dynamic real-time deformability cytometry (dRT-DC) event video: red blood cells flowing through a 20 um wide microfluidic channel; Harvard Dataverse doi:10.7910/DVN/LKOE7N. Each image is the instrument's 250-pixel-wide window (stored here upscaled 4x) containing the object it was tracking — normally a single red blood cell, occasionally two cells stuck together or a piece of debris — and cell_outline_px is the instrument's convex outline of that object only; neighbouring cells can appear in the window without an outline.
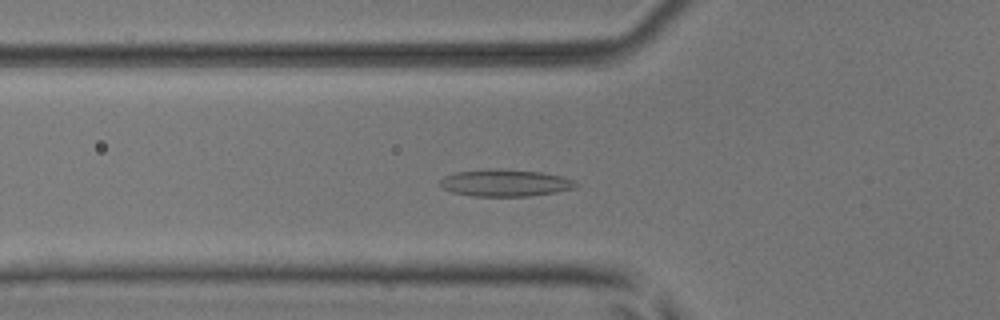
{"species": "common noctule bat (a hibernating species)", "species_latin": "Nyctalus noctula", "temperature_condition": "room temperature", "stored_images_in_passage": 50, "camera_frame_rate_fps": 3000, "um_per_image_px": 0.085, "animal": {"sex": "male", "body_mass_g": 17.9, "forearm_length_mm": 54.2}, "frame": {"image": 1, "passage_image": 17, "time_ms": 5.333, "image_size_px": [1000, 320], "cell_outline_px": [[580, 184], [576, 188], [556, 192], [528, 196], [476, 196], [452, 192], [444, 188], [440, 184], [440, 180], [444, 176], [456, 172], [488, 168], [544, 172], [560, 176], [572, 180]], "centroid_in_image_um": [42.96, 15.54], "position_along_channel_um": 82.8, "area_um2": 21.33}}
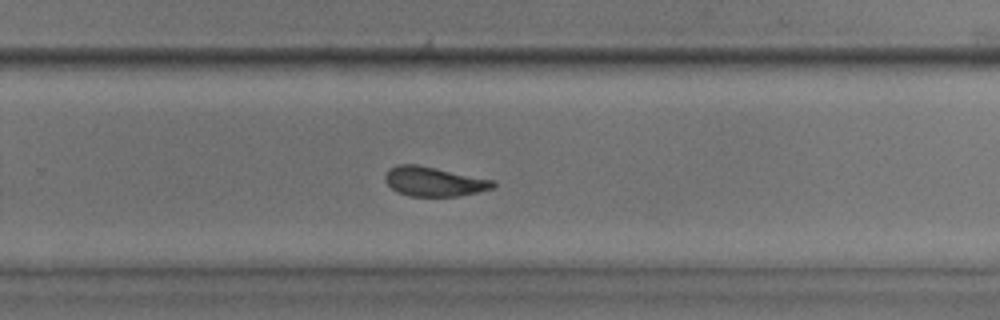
{"frame": {"image": 2, "passage_image": 33, "time_ms": 10.667, "image_size_px": [1000, 320], "cell_outline_px": [[496, 184], [492, 188], [476, 192], [456, 196], [408, 196], [396, 192], [384, 180], [384, 176], [388, 168], [396, 164], [416, 164], [436, 168], [492, 180]], "centroid_in_image_um": [36.8, 15.42], "position_along_channel_um": 293.0, "area_um2": 18.38}}
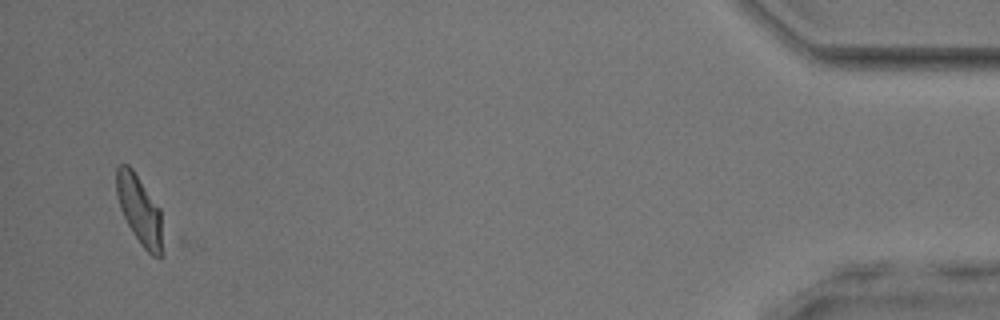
{"frame": {"image": 3, "passage_image": 49, "time_ms": 16.0, "image_size_px": [1000, 320], "cell_outline_px": [[168, 236], [164, 256], [152, 256], [140, 244], [132, 232], [120, 208], [116, 192], [116, 168], [120, 164], [128, 164], [132, 168], [160, 208]], "centroid_in_image_um": [11.98, 17.96], "position_along_channel_um": 423.2, "area_um2": 19.65}, "authors_computed_cell_mechanics": {"area_um2": 19.1029, "velocity_mm_per_s": 3.9575, "shape_relaxation_time_tau1_ms": 10.7889, "shape_relaxation_time_tau2_ms": 1.8214, "deformation_change_tau1": 0.2095, "deformation_change_tau2": 0.095}}